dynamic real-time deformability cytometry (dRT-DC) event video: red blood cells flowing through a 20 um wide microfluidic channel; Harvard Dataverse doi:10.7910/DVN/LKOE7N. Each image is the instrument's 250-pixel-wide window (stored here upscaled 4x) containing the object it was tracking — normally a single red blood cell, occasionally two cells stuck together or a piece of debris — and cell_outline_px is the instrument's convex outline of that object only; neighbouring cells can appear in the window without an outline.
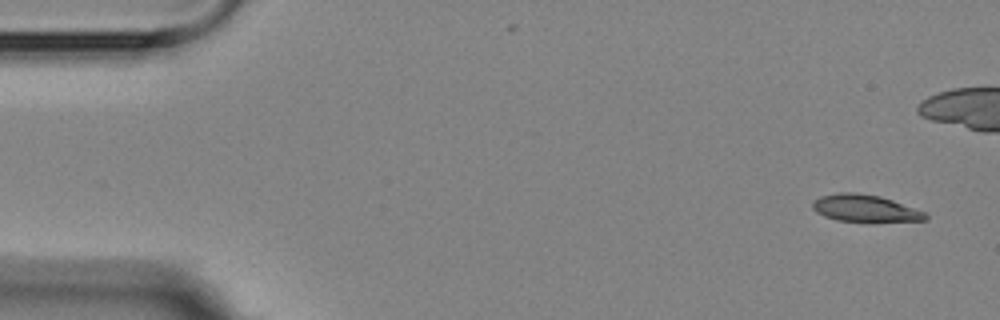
{"species": "Egyptian fruit bat (a non-hibernating species)", "species_latin": "Rousettus aegyptiacus", "temperature_condition": "room temperature", "stored_images_in_passage": 5, "camera_frame_rate_fps": 3000, "um_per_image_px": 0.085, "animal": {"sex": "female"}, "frame": {"image": 1, "passage_image": 1, "time_ms": 0.0, "image_size_px": [1000, 320], "cell_outline_px": [[928, 220], [836, 220], [824, 216], [816, 212], [812, 208], [812, 200], [820, 196], [840, 192], [856, 192], [880, 196], [892, 200], [924, 212], [928, 216]], "centroid_in_image_um": [73.44, 17.67], "position_along_channel_um": 11.6, "area_um2": 17.28}}